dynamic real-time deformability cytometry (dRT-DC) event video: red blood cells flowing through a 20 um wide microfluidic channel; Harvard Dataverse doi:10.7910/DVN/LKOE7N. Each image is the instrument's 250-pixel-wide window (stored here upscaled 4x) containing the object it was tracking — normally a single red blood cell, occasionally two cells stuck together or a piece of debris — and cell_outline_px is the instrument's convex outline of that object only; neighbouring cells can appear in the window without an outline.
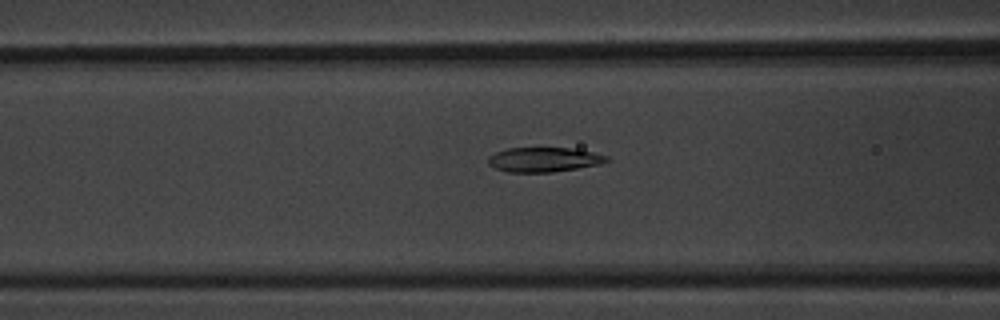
{"species": "common noctule bat (a hibernating species)", "species_latin": "Nyctalus noctula", "temperature_condition": "warm", "stored_images_in_passage": 58, "camera_frame_rate_fps": 3000, "um_per_image_px": 0.085, "animal": {"sex": "male", "body_mass_g": 20.1, "forearm_length_mm": 53.5}, "frame": {"image": 1, "passage_image": 22, "time_ms": 7.0, "image_size_px": [1000, 320], "cell_outline_px": [[608, 160], [600, 164], [552, 172], [508, 172], [496, 168], [488, 164], [488, 156], [496, 152], [508, 148], [568, 148], [592, 152], [608, 156]], "centroid_in_image_um": [46.2, 13.56], "position_along_channel_um": 120.4, "area_um2": 16.76}}
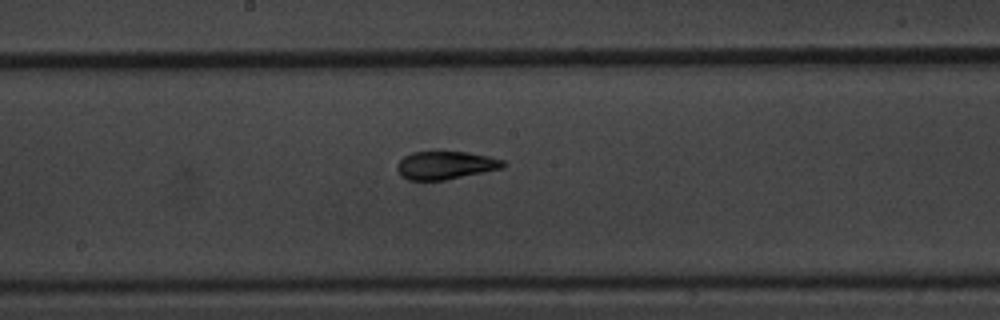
{"frame": {"image": 2, "passage_image": 30, "time_ms": 9.667, "image_size_px": [1000, 320], "cell_outline_px": [[508, 164], [504, 168], [444, 180], [408, 180], [400, 176], [396, 168], [396, 164], [404, 156], [412, 152], [436, 148], [468, 152], [488, 156], [504, 160]], "centroid_in_image_um": [37.85, 13.99], "position_along_channel_um": 210.4, "area_um2": 18.26}}
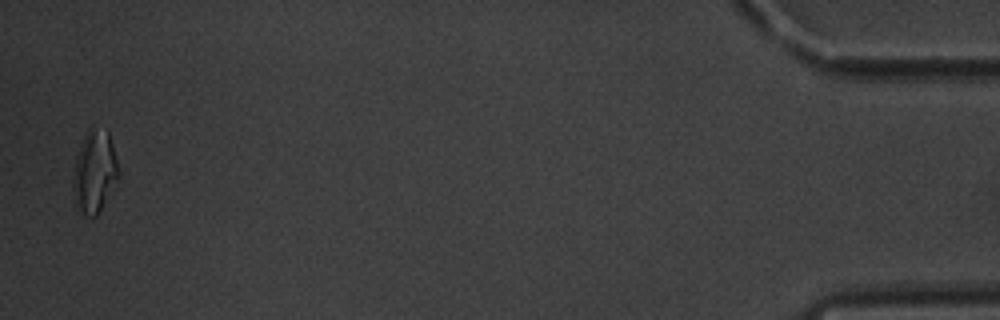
{"frame": {"image": 3, "passage_image": 57, "time_ms": 18.667, "image_size_px": [1000, 320], "cell_outline_px": [[120, 176], [96, 216], [84, 216], [72, 200], [72, 176], [80, 144], [88, 128], [92, 124], [108, 128], [120, 172]], "centroid_in_image_um": [8.03, 14.53], "position_along_channel_um": 427.2, "area_um2": 22.43}, "authors_computed_cell_mechanics": {"area_um2": 17.9758, "velocity_mm_per_s": 3.3722, "shape_relaxation_time_tau1_ms": 6.5858, "shape_relaxation_time_tau2_ms": 2.2043, "deformation_change_tau1": 0.1908, "deformation_change_tau2": 0.0924}}